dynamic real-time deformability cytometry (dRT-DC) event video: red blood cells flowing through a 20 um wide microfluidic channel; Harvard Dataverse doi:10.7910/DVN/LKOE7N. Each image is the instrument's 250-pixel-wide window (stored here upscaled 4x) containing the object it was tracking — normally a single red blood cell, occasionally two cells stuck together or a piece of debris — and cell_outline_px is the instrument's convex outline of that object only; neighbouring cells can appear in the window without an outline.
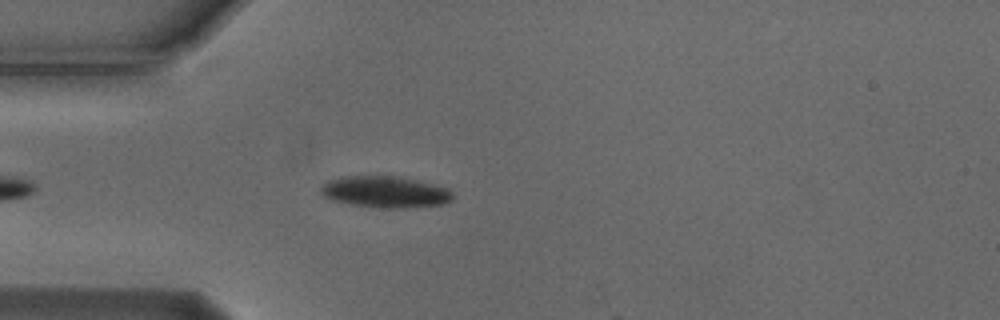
{"species": "Egyptian fruit bat (a non-hibernating species)", "species_latin": "Rousettus aegyptiacus", "temperature_condition": "cold", "stored_images_in_passage": 8, "camera_frame_rate_fps": 3000, "um_per_image_px": 0.085, "animal": {"sex": "male"}, "frame": {"image": 1, "passage_image": 6, "time_ms": 1.667, "image_size_px": [1000, 320], "cell_outline_px": [[452, 200], [440, 204], [404, 208], [376, 208], [352, 204], [332, 200], [324, 196], [320, 192], [320, 188], [328, 180], [344, 176], [396, 176], [432, 184], [448, 188], [452, 192]], "centroid_in_image_um": [32.71, 16.31], "position_along_channel_um": 52.3, "area_um2": 23.99}}